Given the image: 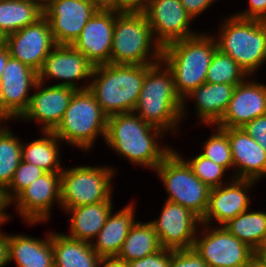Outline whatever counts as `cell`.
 <instances>
[{"label":"cell","instance_id":"obj_10","mask_svg":"<svg viewBox=\"0 0 266 267\" xmlns=\"http://www.w3.org/2000/svg\"><path fill=\"white\" fill-rule=\"evenodd\" d=\"M43 85L35 70L10 56L0 79V121L21 118L30 102V88Z\"/></svg>","mask_w":266,"mask_h":267},{"label":"cell","instance_id":"obj_11","mask_svg":"<svg viewBox=\"0 0 266 267\" xmlns=\"http://www.w3.org/2000/svg\"><path fill=\"white\" fill-rule=\"evenodd\" d=\"M205 232L200 239L196 236L193 249L208 267H246L256 252L224 226Z\"/></svg>","mask_w":266,"mask_h":267},{"label":"cell","instance_id":"obj_4","mask_svg":"<svg viewBox=\"0 0 266 267\" xmlns=\"http://www.w3.org/2000/svg\"><path fill=\"white\" fill-rule=\"evenodd\" d=\"M162 62L147 65L143 86L134 113L144 121L162 129H174L184 116L183 100L177 94L173 76ZM171 128V129H170Z\"/></svg>","mask_w":266,"mask_h":267},{"label":"cell","instance_id":"obj_32","mask_svg":"<svg viewBox=\"0 0 266 267\" xmlns=\"http://www.w3.org/2000/svg\"><path fill=\"white\" fill-rule=\"evenodd\" d=\"M12 133L0 125V193L9 186L22 161V144Z\"/></svg>","mask_w":266,"mask_h":267},{"label":"cell","instance_id":"obj_25","mask_svg":"<svg viewBox=\"0 0 266 267\" xmlns=\"http://www.w3.org/2000/svg\"><path fill=\"white\" fill-rule=\"evenodd\" d=\"M236 85L204 83L187 95L195 98L199 119L206 124H216L227 110Z\"/></svg>","mask_w":266,"mask_h":267},{"label":"cell","instance_id":"obj_43","mask_svg":"<svg viewBox=\"0 0 266 267\" xmlns=\"http://www.w3.org/2000/svg\"><path fill=\"white\" fill-rule=\"evenodd\" d=\"M9 235L0 233V267L8 264L9 261V247H8Z\"/></svg>","mask_w":266,"mask_h":267},{"label":"cell","instance_id":"obj_3","mask_svg":"<svg viewBox=\"0 0 266 267\" xmlns=\"http://www.w3.org/2000/svg\"><path fill=\"white\" fill-rule=\"evenodd\" d=\"M146 73L147 65H98L88 89L107 116L133 112Z\"/></svg>","mask_w":266,"mask_h":267},{"label":"cell","instance_id":"obj_40","mask_svg":"<svg viewBox=\"0 0 266 267\" xmlns=\"http://www.w3.org/2000/svg\"><path fill=\"white\" fill-rule=\"evenodd\" d=\"M236 16L266 21V0H249V8Z\"/></svg>","mask_w":266,"mask_h":267},{"label":"cell","instance_id":"obj_47","mask_svg":"<svg viewBox=\"0 0 266 267\" xmlns=\"http://www.w3.org/2000/svg\"><path fill=\"white\" fill-rule=\"evenodd\" d=\"M7 207L6 203L2 200L0 202V225L2 223H5L6 220L9 219V215H7L5 212H4V209ZM7 215V216H6Z\"/></svg>","mask_w":266,"mask_h":267},{"label":"cell","instance_id":"obj_48","mask_svg":"<svg viewBox=\"0 0 266 267\" xmlns=\"http://www.w3.org/2000/svg\"><path fill=\"white\" fill-rule=\"evenodd\" d=\"M246 267H266V264L256 255Z\"/></svg>","mask_w":266,"mask_h":267},{"label":"cell","instance_id":"obj_22","mask_svg":"<svg viewBox=\"0 0 266 267\" xmlns=\"http://www.w3.org/2000/svg\"><path fill=\"white\" fill-rule=\"evenodd\" d=\"M228 135L234 167L239 168L235 179L257 181L266 175V151L245 130L223 128Z\"/></svg>","mask_w":266,"mask_h":267},{"label":"cell","instance_id":"obj_33","mask_svg":"<svg viewBox=\"0 0 266 267\" xmlns=\"http://www.w3.org/2000/svg\"><path fill=\"white\" fill-rule=\"evenodd\" d=\"M246 76L238 63L217 49L207 71L206 83L238 85Z\"/></svg>","mask_w":266,"mask_h":267},{"label":"cell","instance_id":"obj_27","mask_svg":"<svg viewBox=\"0 0 266 267\" xmlns=\"http://www.w3.org/2000/svg\"><path fill=\"white\" fill-rule=\"evenodd\" d=\"M55 267H98L100 257L89 242L52 233Z\"/></svg>","mask_w":266,"mask_h":267},{"label":"cell","instance_id":"obj_21","mask_svg":"<svg viewBox=\"0 0 266 267\" xmlns=\"http://www.w3.org/2000/svg\"><path fill=\"white\" fill-rule=\"evenodd\" d=\"M75 91L76 89L64 85L40 89L31 95L28 108L21 116L22 120L36 119L43 124V132H52L64 116Z\"/></svg>","mask_w":266,"mask_h":267},{"label":"cell","instance_id":"obj_50","mask_svg":"<svg viewBox=\"0 0 266 267\" xmlns=\"http://www.w3.org/2000/svg\"><path fill=\"white\" fill-rule=\"evenodd\" d=\"M43 9L54 0H35Z\"/></svg>","mask_w":266,"mask_h":267},{"label":"cell","instance_id":"obj_34","mask_svg":"<svg viewBox=\"0 0 266 267\" xmlns=\"http://www.w3.org/2000/svg\"><path fill=\"white\" fill-rule=\"evenodd\" d=\"M44 173H46V171H44L42 168L31 163L21 161L18 168L14 172L11 183L1 193V199L6 203L7 206L10 205V202H12L24 189H26Z\"/></svg>","mask_w":266,"mask_h":267},{"label":"cell","instance_id":"obj_39","mask_svg":"<svg viewBox=\"0 0 266 267\" xmlns=\"http://www.w3.org/2000/svg\"><path fill=\"white\" fill-rule=\"evenodd\" d=\"M242 128L266 151V114L247 122Z\"/></svg>","mask_w":266,"mask_h":267},{"label":"cell","instance_id":"obj_5","mask_svg":"<svg viewBox=\"0 0 266 267\" xmlns=\"http://www.w3.org/2000/svg\"><path fill=\"white\" fill-rule=\"evenodd\" d=\"M152 37V28L142 11H120L116 15L110 63L154 65L160 62L163 48ZM151 49L154 53L150 55ZM149 58L155 61L150 62Z\"/></svg>","mask_w":266,"mask_h":267},{"label":"cell","instance_id":"obj_17","mask_svg":"<svg viewBox=\"0 0 266 267\" xmlns=\"http://www.w3.org/2000/svg\"><path fill=\"white\" fill-rule=\"evenodd\" d=\"M94 67L72 45H56L37 72V80L43 83L46 76L47 78L49 76L66 80L56 85L69 86L76 90L88 89L89 85L79 88L75 82L76 80L92 77Z\"/></svg>","mask_w":266,"mask_h":267},{"label":"cell","instance_id":"obj_26","mask_svg":"<svg viewBox=\"0 0 266 267\" xmlns=\"http://www.w3.org/2000/svg\"><path fill=\"white\" fill-rule=\"evenodd\" d=\"M111 199L95 204L65 209L72 216L70 235L66 236L91 243L90 239L96 238L112 211Z\"/></svg>","mask_w":266,"mask_h":267},{"label":"cell","instance_id":"obj_37","mask_svg":"<svg viewBox=\"0 0 266 267\" xmlns=\"http://www.w3.org/2000/svg\"><path fill=\"white\" fill-rule=\"evenodd\" d=\"M170 267H208L193 249L170 250Z\"/></svg>","mask_w":266,"mask_h":267},{"label":"cell","instance_id":"obj_45","mask_svg":"<svg viewBox=\"0 0 266 267\" xmlns=\"http://www.w3.org/2000/svg\"><path fill=\"white\" fill-rule=\"evenodd\" d=\"M97 9L116 10V0H89Z\"/></svg>","mask_w":266,"mask_h":267},{"label":"cell","instance_id":"obj_9","mask_svg":"<svg viewBox=\"0 0 266 267\" xmlns=\"http://www.w3.org/2000/svg\"><path fill=\"white\" fill-rule=\"evenodd\" d=\"M65 170V171H64ZM61 172L60 193L63 209L108 201L115 172L106 167H75Z\"/></svg>","mask_w":266,"mask_h":267},{"label":"cell","instance_id":"obj_30","mask_svg":"<svg viewBox=\"0 0 266 267\" xmlns=\"http://www.w3.org/2000/svg\"><path fill=\"white\" fill-rule=\"evenodd\" d=\"M223 226L255 252L266 243V213L264 212H242Z\"/></svg>","mask_w":266,"mask_h":267},{"label":"cell","instance_id":"obj_20","mask_svg":"<svg viewBox=\"0 0 266 267\" xmlns=\"http://www.w3.org/2000/svg\"><path fill=\"white\" fill-rule=\"evenodd\" d=\"M256 181L245 179H233L228 185L223 184L212 188L209 194V203L201 224H207L212 220H217L223 226L229 220L249 209V199L247 188H251Z\"/></svg>","mask_w":266,"mask_h":267},{"label":"cell","instance_id":"obj_19","mask_svg":"<svg viewBox=\"0 0 266 267\" xmlns=\"http://www.w3.org/2000/svg\"><path fill=\"white\" fill-rule=\"evenodd\" d=\"M266 114V85L243 81L236 85L227 110L217 123L220 128H241Z\"/></svg>","mask_w":266,"mask_h":267},{"label":"cell","instance_id":"obj_8","mask_svg":"<svg viewBox=\"0 0 266 267\" xmlns=\"http://www.w3.org/2000/svg\"><path fill=\"white\" fill-rule=\"evenodd\" d=\"M156 170L169 194L167 201L190 209L202 219L208 208L211 189L193 173L187 162L172 150Z\"/></svg>","mask_w":266,"mask_h":267},{"label":"cell","instance_id":"obj_49","mask_svg":"<svg viewBox=\"0 0 266 267\" xmlns=\"http://www.w3.org/2000/svg\"><path fill=\"white\" fill-rule=\"evenodd\" d=\"M256 255L266 264V248H260Z\"/></svg>","mask_w":266,"mask_h":267},{"label":"cell","instance_id":"obj_12","mask_svg":"<svg viewBox=\"0 0 266 267\" xmlns=\"http://www.w3.org/2000/svg\"><path fill=\"white\" fill-rule=\"evenodd\" d=\"M11 57L38 72L45 58L56 46L50 25L43 15L35 23L3 38Z\"/></svg>","mask_w":266,"mask_h":267},{"label":"cell","instance_id":"obj_6","mask_svg":"<svg viewBox=\"0 0 266 267\" xmlns=\"http://www.w3.org/2000/svg\"><path fill=\"white\" fill-rule=\"evenodd\" d=\"M221 31L217 49L251 76L266 61V21L233 15Z\"/></svg>","mask_w":266,"mask_h":267},{"label":"cell","instance_id":"obj_2","mask_svg":"<svg viewBox=\"0 0 266 267\" xmlns=\"http://www.w3.org/2000/svg\"><path fill=\"white\" fill-rule=\"evenodd\" d=\"M214 37L194 35L164 46L161 62L171 71L177 94L183 100L195 88L206 82L211 59L217 50Z\"/></svg>","mask_w":266,"mask_h":267},{"label":"cell","instance_id":"obj_41","mask_svg":"<svg viewBox=\"0 0 266 267\" xmlns=\"http://www.w3.org/2000/svg\"><path fill=\"white\" fill-rule=\"evenodd\" d=\"M184 9L192 17L204 12L214 0H180Z\"/></svg>","mask_w":266,"mask_h":267},{"label":"cell","instance_id":"obj_28","mask_svg":"<svg viewBox=\"0 0 266 267\" xmlns=\"http://www.w3.org/2000/svg\"><path fill=\"white\" fill-rule=\"evenodd\" d=\"M44 15L35 0L0 1V35L5 36L35 23Z\"/></svg>","mask_w":266,"mask_h":267},{"label":"cell","instance_id":"obj_24","mask_svg":"<svg viewBox=\"0 0 266 267\" xmlns=\"http://www.w3.org/2000/svg\"><path fill=\"white\" fill-rule=\"evenodd\" d=\"M9 261L18 267H55L52 234L39 240L25 235H9Z\"/></svg>","mask_w":266,"mask_h":267},{"label":"cell","instance_id":"obj_36","mask_svg":"<svg viewBox=\"0 0 266 267\" xmlns=\"http://www.w3.org/2000/svg\"><path fill=\"white\" fill-rule=\"evenodd\" d=\"M193 173L210 189L221 186L225 168L216 164L201 154L192 160L186 161Z\"/></svg>","mask_w":266,"mask_h":267},{"label":"cell","instance_id":"obj_38","mask_svg":"<svg viewBox=\"0 0 266 267\" xmlns=\"http://www.w3.org/2000/svg\"><path fill=\"white\" fill-rule=\"evenodd\" d=\"M127 267H170V250L161 248L154 254L126 263Z\"/></svg>","mask_w":266,"mask_h":267},{"label":"cell","instance_id":"obj_14","mask_svg":"<svg viewBox=\"0 0 266 267\" xmlns=\"http://www.w3.org/2000/svg\"><path fill=\"white\" fill-rule=\"evenodd\" d=\"M97 10L89 0H54L43 13L56 45H72Z\"/></svg>","mask_w":266,"mask_h":267},{"label":"cell","instance_id":"obj_46","mask_svg":"<svg viewBox=\"0 0 266 267\" xmlns=\"http://www.w3.org/2000/svg\"><path fill=\"white\" fill-rule=\"evenodd\" d=\"M9 57L10 54L7 46L4 42L0 43V79Z\"/></svg>","mask_w":266,"mask_h":267},{"label":"cell","instance_id":"obj_16","mask_svg":"<svg viewBox=\"0 0 266 267\" xmlns=\"http://www.w3.org/2000/svg\"><path fill=\"white\" fill-rule=\"evenodd\" d=\"M119 12L98 9L85 24L80 36L72 43L93 66L110 63L113 31Z\"/></svg>","mask_w":266,"mask_h":267},{"label":"cell","instance_id":"obj_15","mask_svg":"<svg viewBox=\"0 0 266 267\" xmlns=\"http://www.w3.org/2000/svg\"><path fill=\"white\" fill-rule=\"evenodd\" d=\"M199 222V223H198ZM164 249H191L201 219L190 209L166 200L158 220L150 221Z\"/></svg>","mask_w":266,"mask_h":267},{"label":"cell","instance_id":"obj_29","mask_svg":"<svg viewBox=\"0 0 266 267\" xmlns=\"http://www.w3.org/2000/svg\"><path fill=\"white\" fill-rule=\"evenodd\" d=\"M161 248L157 233L152 224L150 222L143 224L137 222L129 230L117 258L126 264L154 254Z\"/></svg>","mask_w":266,"mask_h":267},{"label":"cell","instance_id":"obj_42","mask_svg":"<svg viewBox=\"0 0 266 267\" xmlns=\"http://www.w3.org/2000/svg\"><path fill=\"white\" fill-rule=\"evenodd\" d=\"M147 0H116V11H142Z\"/></svg>","mask_w":266,"mask_h":267},{"label":"cell","instance_id":"obj_18","mask_svg":"<svg viewBox=\"0 0 266 267\" xmlns=\"http://www.w3.org/2000/svg\"><path fill=\"white\" fill-rule=\"evenodd\" d=\"M60 184L61 173L46 172L13 200L25 221L33 224L50 217L53 202L61 201Z\"/></svg>","mask_w":266,"mask_h":267},{"label":"cell","instance_id":"obj_23","mask_svg":"<svg viewBox=\"0 0 266 267\" xmlns=\"http://www.w3.org/2000/svg\"><path fill=\"white\" fill-rule=\"evenodd\" d=\"M133 205L129 204L116 214H109L105 225L96 236L92 249L100 258L117 257L129 230L137 222L134 221Z\"/></svg>","mask_w":266,"mask_h":267},{"label":"cell","instance_id":"obj_51","mask_svg":"<svg viewBox=\"0 0 266 267\" xmlns=\"http://www.w3.org/2000/svg\"><path fill=\"white\" fill-rule=\"evenodd\" d=\"M3 42V37L0 35V43Z\"/></svg>","mask_w":266,"mask_h":267},{"label":"cell","instance_id":"obj_13","mask_svg":"<svg viewBox=\"0 0 266 267\" xmlns=\"http://www.w3.org/2000/svg\"><path fill=\"white\" fill-rule=\"evenodd\" d=\"M155 41L163 48L171 42L192 37L197 33L189 30L193 18L184 9L180 0H147L142 10Z\"/></svg>","mask_w":266,"mask_h":267},{"label":"cell","instance_id":"obj_35","mask_svg":"<svg viewBox=\"0 0 266 267\" xmlns=\"http://www.w3.org/2000/svg\"><path fill=\"white\" fill-rule=\"evenodd\" d=\"M203 148L204 151L201 155L205 158L212 160L226 170L229 167H234L229 138L223 128L217 126V134L215 133L207 139Z\"/></svg>","mask_w":266,"mask_h":267},{"label":"cell","instance_id":"obj_44","mask_svg":"<svg viewBox=\"0 0 266 267\" xmlns=\"http://www.w3.org/2000/svg\"><path fill=\"white\" fill-rule=\"evenodd\" d=\"M127 267L126 264L117 257L101 258L98 267Z\"/></svg>","mask_w":266,"mask_h":267},{"label":"cell","instance_id":"obj_31","mask_svg":"<svg viewBox=\"0 0 266 267\" xmlns=\"http://www.w3.org/2000/svg\"><path fill=\"white\" fill-rule=\"evenodd\" d=\"M43 133L46 134L45 138L22 144V161L40 167L46 172L61 173L63 170L58 158L57 144L60 140L52 132Z\"/></svg>","mask_w":266,"mask_h":267},{"label":"cell","instance_id":"obj_1","mask_svg":"<svg viewBox=\"0 0 266 267\" xmlns=\"http://www.w3.org/2000/svg\"><path fill=\"white\" fill-rule=\"evenodd\" d=\"M163 132L144 122L134 112L120 113L108 116L105 140L108 146L132 163L155 170L172 151L170 147L157 145L156 139Z\"/></svg>","mask_w":266,"mask_h":267},{"label":"cell","instance_id":"obj_7","mask_svg":"<svg viewBox=\"0 0 266 267\" xmlns=\"http://www.w3.org/2000/svg\"><path fill=\"white\" fill-rule=\"evenodd\" d=\"M107 118L89 89L76 90L52 133L60 141L89 150L96 136L102 135L105 139Z\"/></svg>","mask_w":266,"mask_h":267}]
</instances>
